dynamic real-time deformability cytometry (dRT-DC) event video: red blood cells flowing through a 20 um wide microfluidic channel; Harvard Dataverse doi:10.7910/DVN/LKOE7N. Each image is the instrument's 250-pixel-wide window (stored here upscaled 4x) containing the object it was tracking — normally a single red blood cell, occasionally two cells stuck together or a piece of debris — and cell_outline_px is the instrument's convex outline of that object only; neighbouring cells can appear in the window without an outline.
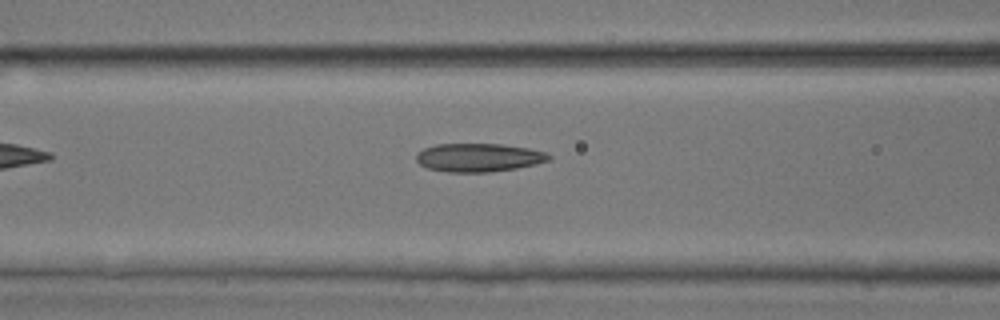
{"species": "common noctule bat (a hibernating species)", "species_latin": "Nyctalus noctula", "temperature_condition": "room temperature", "stored_images_in_passage": 7, "camera_frame_rate_fps": 3000, "um_per_image_px": 0.085, "animal": {"sex": "male", "body_mass_g": 17.9, "forearm_length_mm": 54.2}, "frame": {"image": 1, "passage_image": 7, "time_ms": 2.0, "image_size_px": [1000, 320], "cell_outline_px": [[552, 156], [548, 160], [536, 164], [516, 168], [488, 172], [448, 172], [428, 168], [420, 164], [416, 160], [416, 152], [424, 148], [436, 144], [500, 144], [528, 148], [548, 152]], "centroid_in_image_um": [40.68, 13.38], "position_along_channel_um": 125.9, "area_um2": 21.96}}